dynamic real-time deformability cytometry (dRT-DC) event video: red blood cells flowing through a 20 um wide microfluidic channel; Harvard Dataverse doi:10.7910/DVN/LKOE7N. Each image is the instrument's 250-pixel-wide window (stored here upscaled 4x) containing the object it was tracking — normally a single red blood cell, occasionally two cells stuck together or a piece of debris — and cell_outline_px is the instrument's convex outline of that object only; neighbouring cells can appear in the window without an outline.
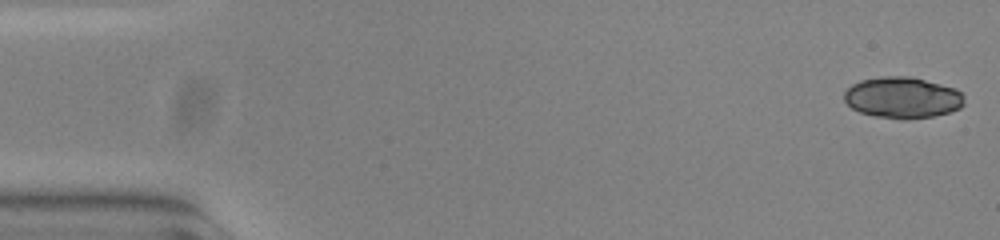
{"species": "common noctule bat (a hibernating species)", "species_latin": "Nyctalus noctula", "temperature_condition": "warm", "stored_images_in_passage": 54, "camera_frame_rate_fps": 3000, "um_per_image_px": 0.085, "animal": {"sex": "female", "body_mass_g": 23.0, "forearm_length_mm": 53.4}, "frame": {"image": 1, "passage_image": 1, "time_ms": 0.0, "image_size_px": [1000, 240], "cell_outline_px": [[964, 104], [960, 108], [948, 112], [932, 116], [908, 120], [904, 120], [876, 116], [860, 112], [852, 108], [844, 100], [844, 92], [852, 84], [860, 80], [880, 76], [912, 76], [956, 88], [964, 96]], "centroid_in_image_um": [76.71, 8.29], "position_along_channel_um": 8.3, "area_um2": 29.07}}